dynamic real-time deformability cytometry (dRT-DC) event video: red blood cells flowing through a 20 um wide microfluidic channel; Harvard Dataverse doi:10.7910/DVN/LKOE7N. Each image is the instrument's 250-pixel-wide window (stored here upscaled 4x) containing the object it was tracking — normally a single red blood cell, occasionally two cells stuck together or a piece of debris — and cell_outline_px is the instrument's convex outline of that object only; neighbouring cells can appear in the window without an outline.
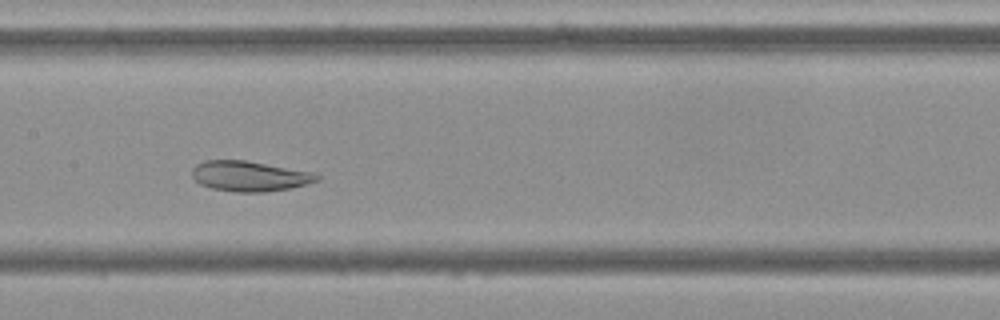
{"species": "Egyptian fruit bat (a non-hibernating species)", "species_latin": "Rousettus aegyptiacus", "temperature_condition": "cold", "stored_images_in_passage": 53, "camera_frame_rate_fps": 3000, "um_per_image_px": 0.085, "frame": {"image": 1, "passage_image": 25, "time_ms": 8.0, "image_size_px": [1000, 320], "cell_outline_px": [[320, 180], [292, 188], [264, 192], [236, 192], [212, 188], [200, 184], [192, 176], [192, 168], [196, 164], [204, 160], [244, 160], [312, 172], [320, 176]], "centroid_in_image_um": [21.2, 14.97], "position_along_channel_um": 186.2, "area_um2": 21.96}}
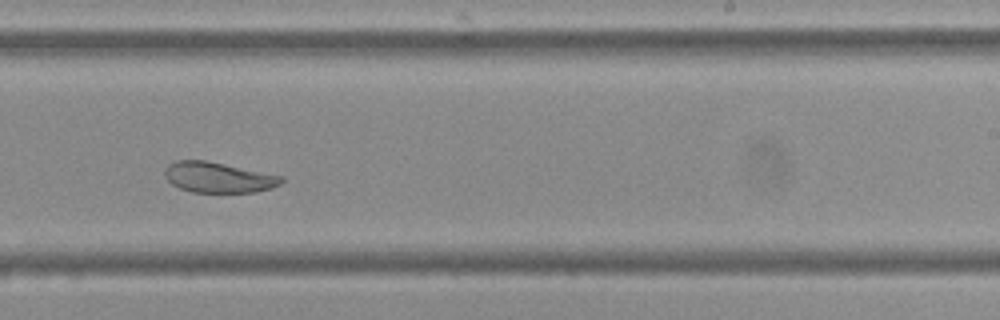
{"frame": {"image": 2, "passage_image": 32, "time_ms": 10.333, "image_size_px": [1000, 320], "cell_outline_px": [[284, 180], [280, 184], [272, 188], [256, 192], [192, 192], [180, 188], [172, 184], [164, 176], [164, 172], [168, 164], [176, 160], [204, 160], [284, 176]], "centroid_in_image_um": [18.56, 15.08], "position_along_channel_um": 270.4, "area_um2": 20.69}}
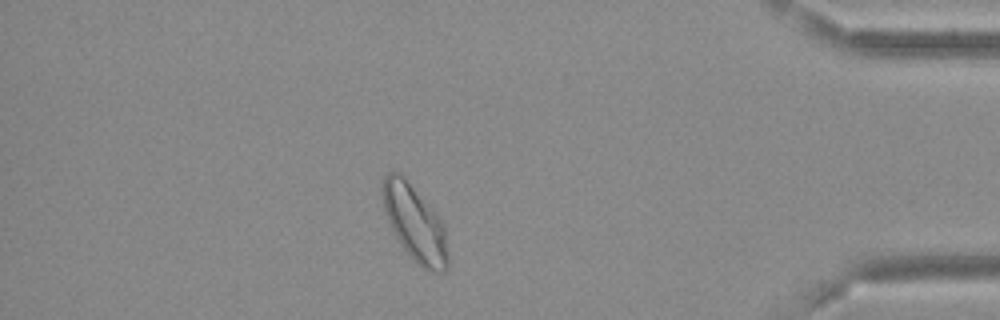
{"frame": {"image": 3, "passage_image": 46, "time_ms": 15.0, "image_size_px": [1000, 320], "cell_outline_px": [[448, 268], [444, 272], [424, 272], [400, 244], [384, 212], [380, 192], [380, 184], [384, 176], [388, 172], [400, 172], [404, 176], [436, 212], [444, 224], [448, 256]], "centroid_in_image_um": [35.24, 18.97], "position_along_channel_um": 400.0, "area_um2": 29.48}, "authors_computed_cell_mechanics": {"area_um2": 27.5706, "velocity_mm_per_s": 3.6155, "shape_relaxation_time_tau1_ms": null, "shape_relaxation_time_tau2_ms": 1.4883, "deformation_change_tau1": null, "deformation_change_tau2": 0.0398}}